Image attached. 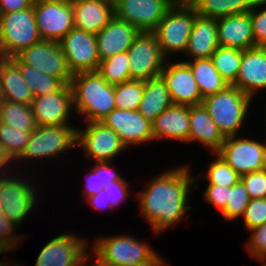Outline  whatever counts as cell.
<instances>
[{"mask_svg":"<svg viewBox=\"0 0 266 266\" xmlns=\"http://www.w3.org/2000/svg\"><path fill=\"white\" fill-rule=\"evenodd\" d=\"M197 182L198 179L191 174L190 165L180 164L151 178L137 192L139 214L150 224L154 235H160L183 220L192 208L188 205V194Z\"/></svg>","mask_w":266,"mask_h":266,"instance_id":"obj_1","label":"cell"},{"mask_svg":"<svg viewBox=\"0 0 266 266\" xmlns=\"http://www.w3.org/2000/svg\"><path fill=\"white\" fill-rule=\"evenodd\" d=\"M73 109L84 121L100 122L115 109L114 85L107 83L97 71L73 74L70 82Z\"/></svg>","mask_w":266,"mask_h":266,"instance_id":"obj_2","label":"cell"},{"mask_svg":"<svg viewBox=\"0 0 266 266\" xmlns=\"http://www.w3.org/2000/svg\"><path fill=\"white\" fill-rule=\"evenodd\" d=\"M93 247V248H92ZM94 253L92 266L133 265L143 262H167L146 241L133 235L98 237L90 247Z\"/></svg>","mask_w":266,"mask_h":266,"instance_id":"obj_3","label":"cell"},{"mask_svg":"<svg viewBox=\"0 0 266 266\" xmlns=\"http://www.w3.org/2000/svg\"><path fill=\"white\" fill-rule=\"evenodd\" d=\"M252 98L234 85L203 99L202 104L210 117L218 126L221 134L226 137L238 135L246 122Z\"/></svg>","mask_w":266,"mask_h":266,"instance_id":"obj_4","label":"cell"},{"mask_svg":"<svg viewBox=\"0 0 266 266\" xmlns=\"http://www.w3.org/2000/svg\"><path fill=\"white\" fill-rule=\"evenodd\" d=\"M197 15L188 2H175L166 12L153 31L165 58H172L175 53L185 54Z\"/></svg>","mask_w":266,"mask_h":266,"instance_id":"obj_5","label":"cell"},{"mask_svg":"<svg viewBox=\"0 0 266 266\" xmlns=\"http://www.w3.org/2000/svg\"><path fill=\"white\" fill-rule=\"evenodd\" d=\"M77 148V128L73 125L37 126L32 131L24 151L15 160L16 164L24 161H35L57 157L71 148ZM24 160V161H23ZM19 161V162H18Z\"/></svg>","mask_w":266,"mask_h":266,"instance_id":"obj_6","label":"cell"},{"mask_svg":"<svg viewBox=\"0 0 266 266\" xmlns=\"http://www.w3.org/2000/svg\"><path fill=\"white\" fill-rule=\"evenodd\" d=\"M41 41L33 7L0 15V57H14Z\"/></svg>","mask_w":266,"mask_h":266,"instance_id":"obj_7","label":"cell"},{"mask_svg":"<svg viewBox=\"0 0 266 266\" xmlns=\"http://www.w3.org/2000/svg\"><path fill=\"white\" fill-rule=\"evenodd\" d=\"M18 176L8 173L7 175H0V197L3 202V213L18 226L22 225L25 218L31 215V211L37 207L40 198L37 194L36 186L31 179H27L23 174L20 177V172H16ZM11 174V176H10ZM25 176V177H24ZM29 180V181H28Z\"/></svg>","mask_w":266,"mask_h":266,"instance_id":"obj_8","label":"cell"},{"mask_svg":"<svg viewBox=\"0 0 266 266\" xmlns=\"http://www.w3.org/2000/svg\"><path fill=\"white\" fill-rule=\"evenodd\" d=\"M87 241L71 232L55 236L42 247L35 266H89L92 252Z\"/></svg>","mask_w":266,"mask_h":266,"instance_id":"obj_9","label":"cell"},{"mask_svg":"<svg viewBox=\"0 0 266 266\" xmlns=\"http://www.w3.org/2000/svg\"><path fill=\"white\" fill-rule=\"evenodd\" d=\"M241 136L226 137L217 153L240 176L265 169L266 142Z\"/></svg>","mask_w":266,"mask_h":266,"instance_id":"obj_10","label":"cell"},{"mask_svg":"<svg viewBox=\"0 0 266 266\" xmlns=\"http://www.w3.org/2000/svg\"><path fill=\"white\" fill-rule=\"evenodd\" d=\"M127 53L130 79L145 81L158 77L166 63L153 32H139Z\"/></svg>","mask_w":266,"mask_h":266,"instance_id":"obj_11","label":"cell"},{"mask_svg":"<svg viewBox=\"0 0 266 266\" xmlns=\"http://www.w3.org/2000/svg\"><path fill=\"white\" fill-rule=\"evenodd\" d=\"M84 129L77 128V146L93 162H111L128 149L118 134L102 122H87Z\"/></svg>","mask_w":266,"mask_h":266,"instance_id":"obj_12","label":"cell"},{"mask_svg":"<svg viewBox=\"0 0 266 266\" xmlns=\"http://www.w3.org/2000/svg\"><path fill=\"white\" fill-rule=\"evenodd\" d=\"M33 9L42 40L59 42L75 27L73 6L64 0H34Z\"/></svg>","mask_w":266,"mask_h":266,"instance_id":"obj_13","label":"cell"},{"mask_svg":"<svg viewBox=\"0 0 266 266\" xmlns=\"http://www.w3.org/2000/svg\"><path fill=\"white\" fill-rule=\"evenodd\" d=\"M16 57L24 64L58 78L64 85L71 82L73 76L68 68L65 55L59 42L42 40L23 49Z\"/></svg>","mask_w":266,"mask_h":266,"instance_id":"obj_14","label":"cell"},{"mask_svg":"<svg viewBox=\"0 0 266 266\" xmlns=\"http://www.w3.org/2000/svg\"><path fill=\"white\" fill-rule=\"evenodd\" d=\"M59 44L72 74L98 70L100 60L95 34L74 27Z\"/></svg>","mask_w":266,"mask_h":266,"instance_id":"obj_15","label":"cell"},{"mask_svg":"<svg viewBox=\"0 0 266 266\" xmlns=\"http://www.w3.org/2000/svg\"><path fill=\"white\" fill-rule=\"evenodd\" d=\"M174 3L173 0H121L114 13L140 32H153Z\"/></svg>","mask_w":266,"mask_h":266,"instance_id":"obj_16","label":"cell"},{"mask_svg":"<svg viewBox=\"0 0 266 266\" xmlns=\"http://www.w3.org/2000/svg\"><path fill=\"white\" fill-rule=\"evenodd\" d=\"M37 126H64L73 110L70 84L63 85L57 92L35 97L31 103Z\"/></svg>","mask_w":266,"mask_h":266,"instance_id":"obj_17","label":"cell"},{"mask_svg":"<svg viewBox=\"0 0 266 266\" xmlns=\"http://www.w3.org/2000/svg\"><path fill=\"white\" fill-rule=\"evenodd\" d=\"M160 76L166 82L174 105L202 104L203 98L190 66L186 62L177 60L172 62L167 59Z\"/></svg>","mask_w":266,"mask_h":266,"instance_id":"obj_18","label":"cell"},{"mask_svg":"<svg viewBox=\"0 0 266 266\" xmlns=\"http://www.w3.org/2000/svg\"><path fill=\"white\" fill-rule=\"evenodd\" d=\"M100 122L117 133L127 148L153 142L152 123L138 110L115 108Z\"/></svg>","mask_w":266,"mask_h":266,"instance_id":"obj_19","label":"cell"},{"mask_svg":"<svg viewBox=\"0 0 266 266\" xmlns=\"http://www.w3.org/2000/svg\"><path fill=\"white\" fill-rule=\"evenodd\" d=\"M232 85L252 99L259 90H266V46L242 50L239 72Z\"/></svg>","mask_w":266,"mask_h":266,"instance_id":"obj_20","label":"cell"},{"mask_svg":"<svg viewBox=\"0 0 266 266\" xmlns=\"http://www.w3.org/2000/svg\"><path fill=\"white\" fill-rule=\"evenodd\" d=\"M132 24L114 16L109 23L96 34L99 60L103 61L118 53L128 51L139 34Z\"/></svg>","mask_w":266,"mask_h":266,"instance_id":"obj_21","label":"cell"},{"mask_svg":"<svg viewBox=\"0 0 266 266\" xmlns=\"http://www.w3.org/2000/svg\"><path fill=\"white\" fill-rule=\"evenodd\" d=\"M190 106L172 105L152 122L153 141L174 140L187 143L190 133Z\"/></svg>","mask_w":266,"mask_h":266,"instance_id":"obj_22","label":"cell"},{"mask_svg":"<svg viewBox=\"0 0 266 266\" xmlns=\"http://www.w3.org/2000/svg\"><path fill=\"white\" fill-rule=\"evenodd\" d=\"M218 44L246 50L256 47L249 12L217 19Z\"/></svg>","mask_w":266,"mask_h":266,"instance_id":"obj_23","label":"cell"},{"mask_svg":"<svg viewBox=\"0 0 266 266\" xmlns=\"http://www.w3.org/2000/svg\"><path fill=\"white\" fill-rule=\"evenodd\" d=\"M189 125L190 133L187 143H201L208 148L211 154L217 153L221 149L225 137L203 104L190 106Z\"/></svg>","mask_w":266,"mask_h":266,"instance_id":"obj_24","label":"cell"},{"mask_svg":"<svg viewBox=\"0 0 266 266\" xmlns=\"http://www.w3.org/2000/svg\"><path fill=\"white\" fill-rule=\"evenodd\" d=\"M218 46L217 19L197 15L185 52L188 59L184 61L211 58Z\"/></svg>","mask_w":266,"mask_h":266,"instance_id":"obj_25","label":"cell"},{"mask_svg":"<svg viewBox=\"0 0 266 266\" xmlns=\"http://www.w3.org/2000/svg\"><path fill=\"white\" fill-rule=\"evenodd\" d=\"M72 6L75 28L95 35L115 16L114 7L103 0H84Z\"/></svg>","mask_w":266,"mask_h":266,"instance_id":"obj_26","label":"cell"},{"mask_svg":"<svg viewBox=\"0 0 266 266\" xmlns=\"http://www.w3.org/2000/svg\"><path fill=\"white\" fill-rule=\"evenodd\" d=\"M1 99L31 105L34 96L22 77L18 66L10 59L0 57Z\"/></svg>","mask_w":266,"mask_h":266,"instance_id":"obj_27","label":"cell"},{"mask_svg":"<svg viewBox=\"0 0 266 266\" xmlns=\"http://www.w3.org/2000/svg\"><path fill=\"white\" fill-rule=\"evenodd\" d=\"M173 105L166 82L161 76L144 81V93L138 112L151 123Z\"/></svg>","mask_w":266,"mask_h":266,"instance_id":"obj_28","label":"cell"},{"mask_svg":"<svg viewBox=\"0 0 266 266\" xmlns=\"http://www.w3.org/2000/svg\"><path fill=\"white\" fill-rule=\"evenodd\" d=\"M192 71L202 98L224 90L229 83L219 74L211 58L184 61Z\"/></svg>","mask_w":266,"mask_h":266,"instance_id":"obj_29","label":"cell"},{"mask_svg":"<svg viewBox=\"0 0 266 266\" xmlns=\"http://www.w3.org/2000/svg\"><path fill=\"white\" fill-rule=\"evenodd\" d=\"M257 0H189L195 12L203 17L219 19L249 12Z\"/></svg>","mask_w":266,"mask_h":266,"instance_id":"obj_30","label":"cell"},{"mask_svg":"<svg viewBox=\"0 0 266 266\" xmlns=\"http://www.w3.org/2000/svg\"><path fill=\"white\" fill-rule=\"evenodd\" d=\"M0 122L22 131L37 128L31 105L0 99Z\"/></svg>","mask_w":266,"mask_h":266,"instance_id":"obj_31","label":"cell"},{"mask_svg":"<svg viewBox=\"0 0 266 266\" xmlns=\"http://www.w3.org/2000/svg\"><path fill=\"white\" fill-rule=\"evenodd\" d=\"M10 59L18 66L22 77L32 90L34 98L57 92L64 85L58 78L47 75L29 65H24L16 56Z\"/></svg>","mask_w":266,"mask_h":266,"instance_id":"obj_32","label":"cell"},{"mask_svg":"<svg viewBox=\"0 0 266 266\" xmlns=\"http://www.w3.org/2000/svg\"><path fill=\"white\" fill-rule=\"evenodd\" d=\"M211 59L219 74L229 85H232L237 79L242 60V50L218 46L211 55Z\"/></svg>","mask_w":266,"mask_h":266,"instance_id":"obj_33","label":"cell"},{"mask_svg":"<svg viewBox=\"0 0 266 266\" xmlns=\"http://www.w3.org/2000/svg\"><path fill=\"white\" fill-rule=\"evenodd\" d=\"M97 72L109 84L117 85L130 80L127 51L100 61Z\"/></svg>","mask_w":266,"mask_h":266,"instance_id":"obj_34","label":"cell"},{"mask_svg":"<svg viewBox=\"0 0 266 266\" xmlns=\"http://www.w3.org/2000/svg\"><path fill=\"white\" fill-rule=\"evenodd\" d=\"M144 93V81L130 79L114 85L115 108L138 110Z\"/></svg>","mask_w":266,"mask_h":266,"instance_id":"obj_35","label":"cell"},{"mask_svg":"<svg viewBox=\"0 0 266 266\" xmlns=\"http://www.w3.org/2000/svg\"><path fill=\"white\" fill-rule=\"evenodd\" d=\"M215 159L207 167V172L202 175L208 184L232 187L240 180V175L236 173L227 162L218 154L212 153Z\"/></svg>","mask_w":266,"mask_h":266,"instance_id":"obj_36","label":"cell"},{"mask_svg":"<svg viewBox=\"0 0 266 266\" xmlns=\"http://www.w3.org/2000/svg\"><path fill=\"white\" fill-rule=\"evenodd\" d=\"M32 131H22L0 122V144L15 161L24 151Z\"/></svg>","mask_w":266,"mask_h":266,"instance_id":"obj_37","label":"cell"},{"mask_svg":"<svg viewBox=\"0 0 266 266\" xmlns=\"http://www.w3.org/2000/svg\"><path fill=\"white\" fill-rule=\"evenodd\" d=\"M250 201V197L241 180L230 187V196L225 209L221 212L225 221L238 220L242 218L244 211Z\"/></svg>","mask_w":266,"mask_h":266,"instance_id":"obj_38","label":"cell"},{"mask_svg":"<svg viewBox=\"0 0 266 266\" xmlns=\"http://www.w3.org/2000/svg\"><path fill=\"white\" fill-rule=\"evenodd\" d=\"M249 14L255 44L266 46V1L257 0Z\"/></svg>","mask_w":266,"mask_h":266,"instance_id":"obj_39","label":"cell"},{"mask_svg":"<svg viewBox=\"0 0 266 266\" xmlns=\"http://www.w3.org/2000/svg\"><path fill=\"white\" fill-rule=\"evenodd\" d=\"M242 217L247 231L263 225L266 222V198L250 199Z\"/></svg>","mask_w":266,"mask_h":266,"instance_id":"obj_40","label":"cell"},{"mask_svg":"<svg viewBox=\"0 0 266 266\" xmlns=\"http://www.w3.org/2000/svg\"><path fill=\"white\" fill-rule=\"evenodd\" d=\"M20 228L3 213H0V242L10 251H14L18 246L22 245L23 236L16 234V230ZM15 232V233H14ZM22 237V238H21Z\"/></svg>","mask_w":266,"mask_h":266,"instance_id":"obj_41","label":"cell"},{"mask_svg":"<svg viewBox=\"0 0 266 266\" xmlns=\"http://www.w3.org/2000/svg\"><path fill=\"white\" fill-rule=\"evenodd\" d=\"M250 199L266 198V168L244 174L240 177Z\"/></svg>","mask_w":266,"mask_h":266,"instance_id":"obj_42","label":"cell"},{"mask_svg":"<svg viewBox=\"0 0 266 266\" xmlns=\"http://www.w3.org/2000/svg\"><path fill=\"white\" fill-rule=\"evenodd\" d=\"M251 233L246 242V250L250 257L256 259L266 256V222L254 229L249 230Z\"/></svg>","mask_w":266,"mask_h":266,"instance_id":"obj_43","label":"cell"},{"mask_svg":"<svg viewBox=\"0 0 266 266\" xmlns=\"http://www.w3.org/2000/svg\"><path fill=\"white\" fill-rule=\"evenodd\" d=\"M203 196V199H205L204 201L206 203L217 208L221 213L228 203L230 187L207 184Z\"/></svg>","mask_w":266,"mask_h":266,"instance_id":"obj_44","label":"cell"},{"mask_svg":"<svg viewBox=\"0 0 266 266\" xmlns=\"http://www.w3.org/2000/svg\"><path fill=\"white\" fill-rule=\"evenodd\" d=\"M130 186L126 180H118L110 182V185L105 187V195L107 198V203L111 204V208L117 209L121 203L125 202L128 198V191L130 192ZM118 205V206H117Z\"/></svg>","mask_w":266,"mask_h":266,"instance_id":"obj_45","label":"cell"},{"mask_svg":"<svg viewBox=\"0 0 266 266\" xmlns=\"http://www.w3.org/2000/svg\"><path fill=\"white\" fill-rule=\"evenodd\" d=\"M110 162H98V181H99V188H105L110 185V182L118 181V180H125L118 174L117 170H115Z\"/></svg>","mask_w":266,"mask_h":266,"instance_id":"obj_46","label":"cell"},{"mask_svg":"<svg viewBox=\"0 0 266 266\" xmlns=\"http://www.w3.org/2000/svg\"><path fill=\"white\" fill-rule=\"evenodd\" d=\"M95 165L92 167V170L90 168L89 173L85 176V184L83 187V192L81 193L84 195L83 197L86 199L94 194L99 193L103 188H99V181H98V162H94Z\"/></svg>","mask_w":266,"mask_h":266,"instance_id":"obj_47","label":"cell"},{"mask_svg":"<svg viewBox=\"0 0 266 266\" xmlns=\"http://www.w3.org/2000/svg\"><path fill=\"white\" fill-rule=\"evenodd\" d=\"M34 0H0V15L33 7Z\"/></svg>","mask_w":266,"mask_h":266,"instance_id":"obj_48","label":"cell"},{"mask_svg":"<svg viewBox=\"0 0 266 266\" xmlns=\"http://www.w3.org/2000/svg\"><path fill=\"white\" fill-rule=\"evenodd\" d=\"M90 207L92 206L95 210H99V211H102L105 210V209H113L111 208V204L110 203H107V198H106V195H105V191L104 190H101L99 193L97 194H94L88 198L85 199Z\"/></svg>","mask_w":266,"mask_h":266,"instance_id":"obj_49","label":"cell"},{"mask_svg":"<svg viewBox=\"0 0 266 266\" xmlns=\"http://www.w3.org/2000/svg\"><path fill=\"white\" fill-rule=\"evenodd\" d=\"M9 165H10V167H9ZM15 165H16L15 161L6 152L5 148L0 144V175L7 174L8 173L7 170L12 169L11 166L15 167Z\"/></svg>","mask_w":266,"mask_h":266,"instance_id":"obj_50","label":"cell"},{"mask_svg":"<svg viewBox=\"0 0 266 266\" xmlns=\"http://www.w3.org/2000/svg\"><path fill=\"white\" fill-rule=\"evenodd\" d=\"M119 266H170L167 265V262H143V263H138V264H133V265H119Z\"/></svg>","mask_w":266,"mask_h":266,"instance_id":"obj_51","label":"cell"},{"mask_svg":"<svg viewBox=\"0 0 266 266\" xmlns=\"http://www.w3.org/2000/svg\"><path fill=\"white\" fill-rule=\"evenodd\" d=\"M103 1L115 7L121 0H103Z\"/></svg>","mask_w":266,"mask_h":266,"instance_id":"obj_52","label":"cell"},{"mask_svg":"<svg viewBox=\"0 0 266 266\" xmlns=\"http://www.w3.org/2000/svg\"><path fill=\"white\" fill-rule=\"evenodd\" d=\"M256 259H257V262L259 261L263 263L262 266H266V256L258 257Z\"/></svg>","mask_w":266,"mask_h":266,"instance_id":"obj_53","label":"cell"},{"mask_svg":"<svg viewBox=\"0 0 266 266\" xmlns=\"http://www.w3.org/2000/svg\"><path fill=\"white\" fill-rule=\"evenodd\" d=\"M0 266H21L19 263H12V265H10L9 263H5L2 260L0 261Z\"/></svg>","mask_w":266,"mask_h":266,"instance_id":"obj_54","label":"cell"},{"mask_svg":"<svg viewBox=\"0 0 266 266\" xmlns=\"http://www.w3.org/2000/svg\"><path fill=\"white\" fill-rule=\"evenodd\" d=\"M7 251L9 252V250L0 242V254Z\"/></svg>","mask_w":266,"mask_h":266,"instance_id":"obj_55","label":"cell"},{"mask_svg":"<svg viewBox=\"0 0 266 266\" xmlns=\"http://www.w3.org/2000/svg\"><path fill=\"white\" fill-rule=\"evenodd\" d=\"M65 2L67 3H70V4H74V3H77V2H80V1H84V0H64Z\"/></svg>","mask_w":266,"mask_h":266,"instance_id":"obj_56","label":"cell"},{"mask_svg":"<svg viewBox=\"0 0 266 266\" xmlns=\"http://www.w3.org/2000/svg\"><path fill=\"white\" fill-rule=\"evenodd\" d=\"M3 212V202L1 200V197H0V213Z\"/></svg>","mask_w":266,"mask_h":266,"instance_id":"obj_57","label":"cell"},{"mask_svg":"<svg viewBox=\"0 0 266 266\" xmlns=\"http://www.w3.org/2000/svg\"><path fill=\"white\" fill-rule=\"evenodd\" d=\"M175 2H187V0H173Z\"/></svg>","mask_w":266,"mask_h":266,"instance_id":"obj_58","label":"cell"}]
</instances>
